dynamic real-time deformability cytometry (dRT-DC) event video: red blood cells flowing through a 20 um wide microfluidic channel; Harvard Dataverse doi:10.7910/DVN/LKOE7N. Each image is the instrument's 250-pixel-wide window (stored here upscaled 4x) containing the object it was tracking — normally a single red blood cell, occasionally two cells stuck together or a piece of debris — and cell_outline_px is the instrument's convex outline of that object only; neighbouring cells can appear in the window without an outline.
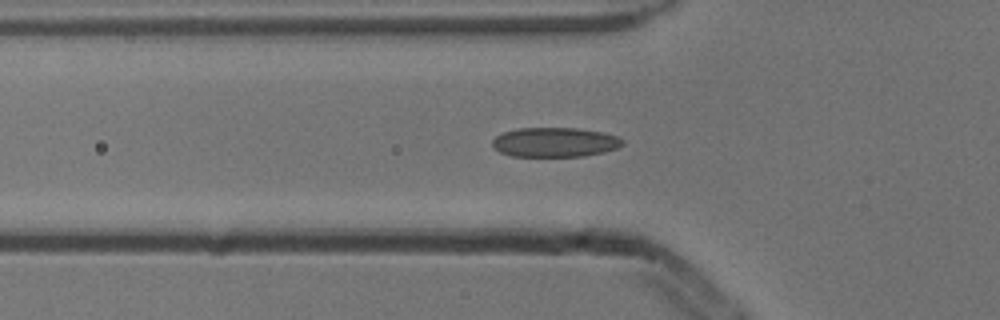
{"species": "common noctule bat (a hibernating species)", "species_latin": "Nyctalus noctula", "temperature_condition": "cold", "stored_images_in_passage": 40, "camera_frame_rate_fps": 3000, "um_per_image_px": 0.085, "animal": {"sex": "male", "body_mass_g": 13.3}, "frame": {"image": 1, "passage_image": 12, "time_ms": 3.667, "image_size_px": [1000, 320], "cell_outline_px": [[624, 144], [616, 148], [604, 152], [584, 156], [512, 156], [500, 152], [492, 148], [492, 140], [496, 136], [504, 132], [516, 128], [576, 128], [604, 132], [616, 136], [624, 140]], "centroid_in_image_um": [47.15, 12.09], "position_along_channel_um": 78.7, "area_um2": 22.48}}
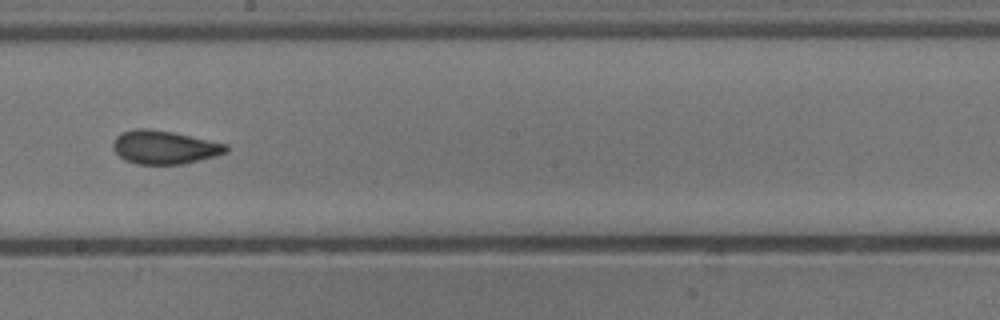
{"frame": {"image": 2, "passage_image": 24, "time_ms": 7.667, "image_size_px": [1000, 320], "cell_outline_px": [[228, 152], [216, 156], [184, 164], [136, 164], [124, 160], [112, 148], [112, 144], [116, 136], [120, 132], [136, 128], [148, 128], [172, 132], [228, 144]], "centroid_in_image_um": [13.96, 12.52], "position_along_channel_um": 234.2, "area_um2": 22.2}}
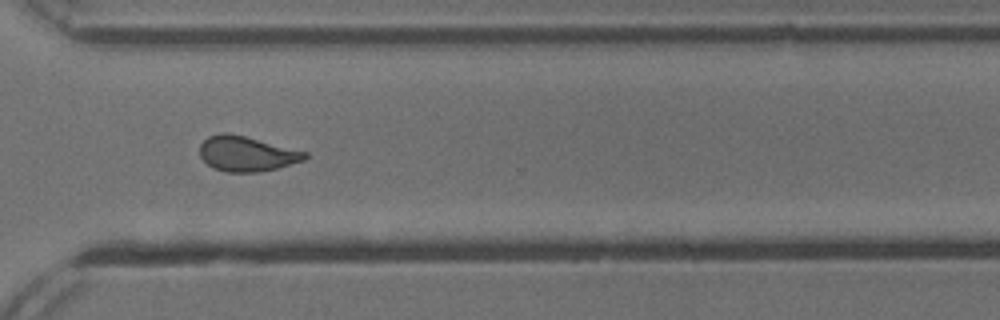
{"frame": {"image": 3, "passage_image": 33, "time_ms": 10.667, "image_size_px": [1000, 320], "cell_outline_px": [[308, 156], [304, 160], [276, 168], [256, 172], [228, 172], [216, 168], [208, 164], [200, 156], [200, 144], [208, 136], [220, 132], [228, 132], [308, 152]], "centroid_in_image_um": [20.95, 13.05], "position_along_channel_um": 349.6, "area_um2": 21.27}, "authors_computed_cell_mechanics": {"area_um2": 21.9351, "velocity_mm_per_s": 3.8542, "shape_relaxation_time_tau1_ms": 5.6593, "shape_relaxation_time_tau2_ms": 1.4461, "deformation_change_tau1": 0.1382, "deformation_change_tau2": 0.0746}}